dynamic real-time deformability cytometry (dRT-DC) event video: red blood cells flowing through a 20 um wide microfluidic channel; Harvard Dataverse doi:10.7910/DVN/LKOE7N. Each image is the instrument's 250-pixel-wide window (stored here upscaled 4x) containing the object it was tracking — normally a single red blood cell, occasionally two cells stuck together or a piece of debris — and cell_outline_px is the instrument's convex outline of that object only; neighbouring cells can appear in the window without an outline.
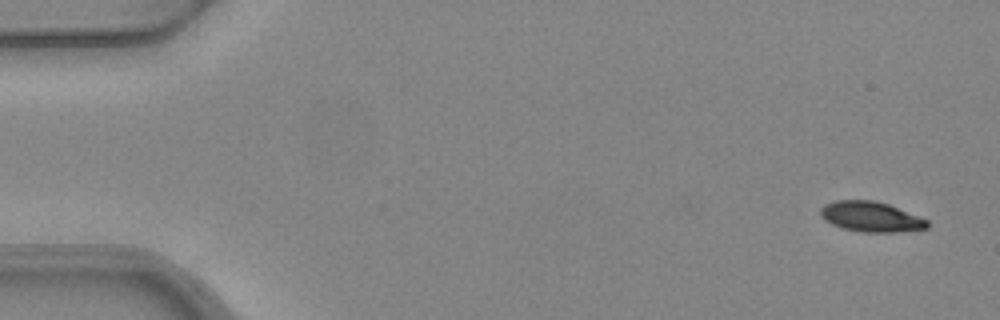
{"species": "common noctule bat (a hibernating species)", "species_latin": "Nyctalus noctula", "temperature_condition": "warm", "stored_images_in_passage": 5, "segment_of_instrument_passage": [1, 2], "camera_frame_rate_fps": 3000, "um_per_image_px": 0.085, "animal": {"sex": "female", "body_mass_g": 24.6, "forearm_length_mm": 56.2}, "frame": {"image": 1, "passage_image": 1, "time_ms": 0.0, "image_size_px": [1000, 320], "cell_outline_px": [[928, 228], [896, 232], [860, 232], [840, 228], [824, 220], [820, 216], [820, 208], [824, 204], [836, 200], [876, 200], [888, 204], [928, 220]], "centroid_in_image_um": [73.98, 18.42], "position_along_channel_um": 11.0, "area_um2": 18.9}}